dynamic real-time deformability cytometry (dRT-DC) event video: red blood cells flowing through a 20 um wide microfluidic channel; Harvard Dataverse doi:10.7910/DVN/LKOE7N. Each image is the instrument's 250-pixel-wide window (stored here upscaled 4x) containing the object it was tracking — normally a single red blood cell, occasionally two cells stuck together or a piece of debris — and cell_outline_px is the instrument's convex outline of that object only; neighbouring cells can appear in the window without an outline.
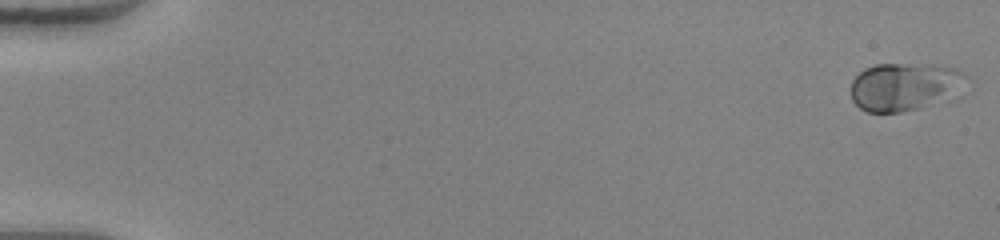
{"species": "human", "species_latin": "Homo sapiens", "temperature_condition": "warm", "stored_images_in_passage": 51, "camera_frame_rate_fps": 3000, "um_per_image_px": 0.085, "donor": {"sex": "female"}, "frame": {"image": 1, "passage_image": 1, "time_ms": 0.0, "image_size_px": [1000, 240], "cell_outline_px": [[972, 76], [920, 108], [900, 112], [868, 112], [860, 108], [852, 100], [852, 80], [864, 68], [876, 64], [900, 64], [960, 68]], "centroid_in_image_um": [76.73, 7.33], "position_along_channel_um": 8.3, "area_um2": 30.63}}
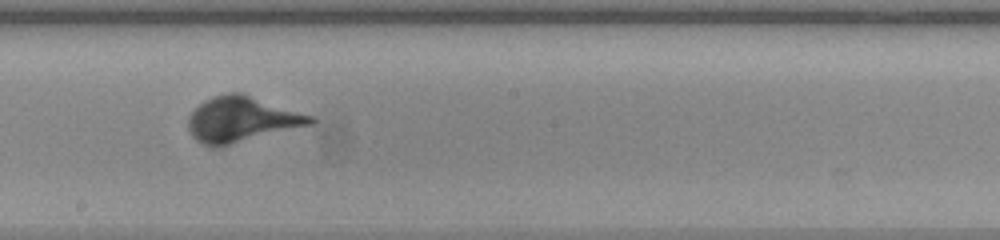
{"frame": {"image": 2, "passage_image": 30, "time_ms": 9.667, "image_size_px": [1000, 240], "cell_outline_px": [[316, 120], [312, 124], [216, 148], [212, 148], [196, 140], [192, 136], [188, 128], [188, 116], [204, 100], [212, 96], [228, 92], [244, 92], [316, 116]], "centroid_in_image_um": [20.56, 10.12], "position_along_channel_um": 227.6, "area_um2": 32.83}}
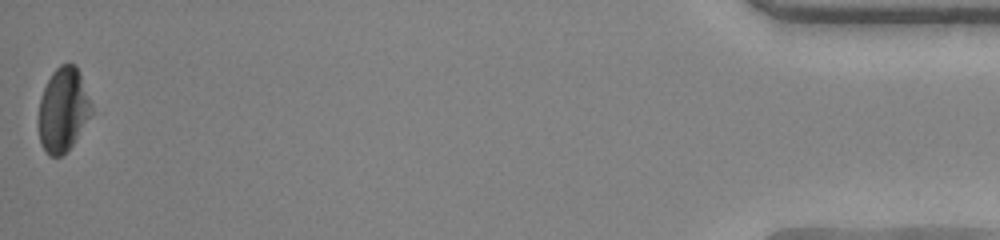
{"frame": {"image": 3, "passage_image": 51, "time_ms": 16.667, "image_size_px": [1000, 240], "cell_outline_px": [[92, 112], [76, 140], [60, 156], [48, 156], [40, 144], [40, 96], [52, 72], [60, 64], [68, 60], [76, 64], [80, 72], [92, 104]], "centroid_in_image_um": [5.38, 9.27], "position_along_channel_um": 429.8, "area_um2": 25.89}}